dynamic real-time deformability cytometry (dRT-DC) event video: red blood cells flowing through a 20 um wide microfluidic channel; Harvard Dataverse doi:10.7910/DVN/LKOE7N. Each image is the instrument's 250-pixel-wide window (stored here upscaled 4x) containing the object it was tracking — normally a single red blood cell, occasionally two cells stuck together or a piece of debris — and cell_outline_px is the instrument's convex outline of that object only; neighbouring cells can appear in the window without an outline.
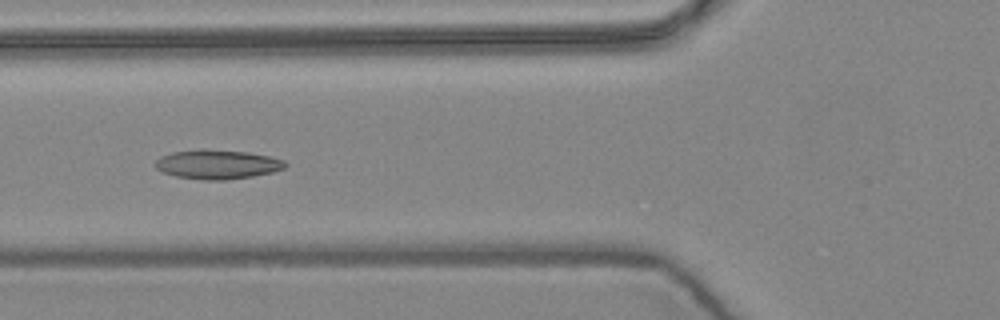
{"species": "common noctule bat (a hibernating species)", "species_latin": "Nyctalus noctula", "temperature_condition": "warm", "stored_images_in_passage": 7, "camera_frame_rate_fps": 3000, "um_per_image_px": 0.085, "animal": {"sex": "female", "body_mass_g": 24.6, "forearm_length_mm": 56.2}, "frame": {"image": 1, "passage_image": 6, "time_ms": 1.667, "image_size_px": [1000, 320], "cell_outline_px": [[288, 164], [284, 168], [272, 172], [252, 176], [224, 180], [204, 180], [176, 176], [160, 172], [152, 164], [160, 156], [172, 152], [200, 148], [204, 148], [248, 152], [268, 156], [284, 160]], "centroid_in_image_um": [18.42, 13.96], "position_along_channel_um": 107.4, "area_um2": 22.43}}
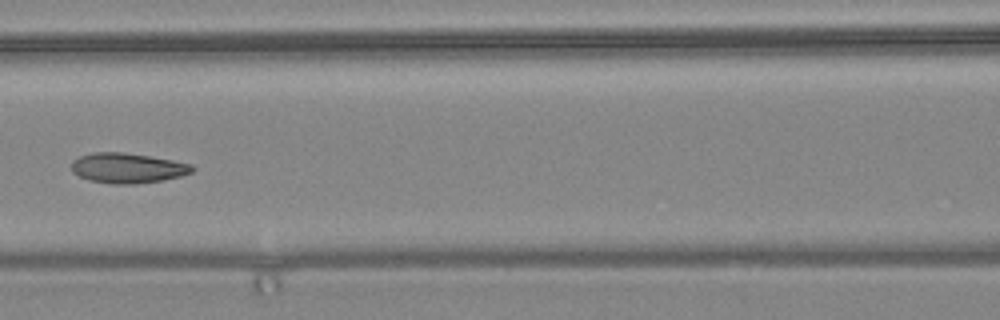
{"frame": {"image": 2, "passage_image": 7, "time_ms": 2.0, "image_size_px": [1000, 320], "cell_outline_px": [[196, 168], [192, 172], [180, 176], [164, 180], [136, 184], [112, 184], [88, 180], [72, 172], [72, 160], [80, 156], [92, 152], [124, 152], [172, 160], [192, 164]], "centroid_in_image_um": [10.84, 14.28], "position_along_channel_um": 155.8, "area_um2": 21.27}}